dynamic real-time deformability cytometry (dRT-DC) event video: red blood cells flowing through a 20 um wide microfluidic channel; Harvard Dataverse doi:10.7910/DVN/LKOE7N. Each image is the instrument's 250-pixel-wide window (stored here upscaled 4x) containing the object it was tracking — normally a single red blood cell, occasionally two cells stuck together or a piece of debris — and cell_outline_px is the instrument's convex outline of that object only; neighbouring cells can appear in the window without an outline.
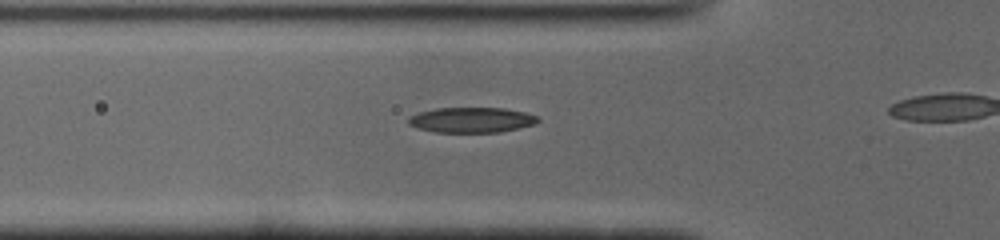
{"species": "common noctule bat (a hibernating species)", "species_latin": "Nyctalus noctula", "temperature_condition": "cold", "stored_images_in_passage": 19, "camera_frame_rate_fps": 3000, "um_per_image_px": 0.085, "animal": {"sex": "male", "body_mass_g": 19.0, "forearm_length_mm": 50.8}, "frame": {"image": 1, "passage_image": 11, "time_ms": 3.333, "image_size_px": [1000, 240], "cell_outline_px": [[540, 120], [536, 124], [500, 132], [436, 132], [420, 128], [408, 124], [408, 116], [420, 112], [436, 108], [504, 108], [524, 112], [536, 116]], "centroid_in_image_um": [40.09, 10.19], "position_along_channel_um": 85.7, "area_um2": 18.96}}
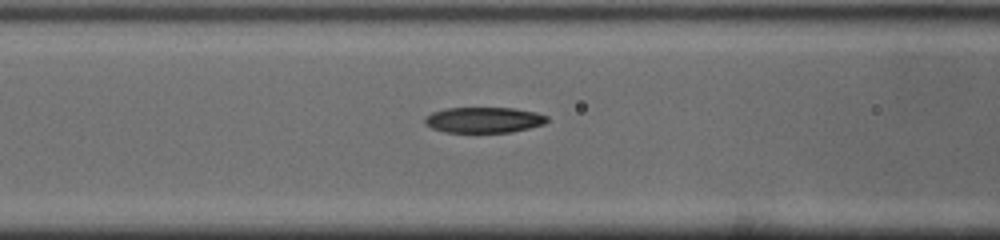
{"frame": {"image": 2, "passage_image": 14, "time_ms": 4.333, "image_size_px": [1000, 240], "cell_outline_px": [[548, 120], [544, 124], [528, 128], [508, 132], [444, 132], [432, 128], [424, 120], [432, 112], [448, 108], [516, 108], [536, 112], [548, 116]], "centroid_in_image_um": [41.17, 10.19], "position_along_channel_um": 125.4, "area_um2": 18.09}}